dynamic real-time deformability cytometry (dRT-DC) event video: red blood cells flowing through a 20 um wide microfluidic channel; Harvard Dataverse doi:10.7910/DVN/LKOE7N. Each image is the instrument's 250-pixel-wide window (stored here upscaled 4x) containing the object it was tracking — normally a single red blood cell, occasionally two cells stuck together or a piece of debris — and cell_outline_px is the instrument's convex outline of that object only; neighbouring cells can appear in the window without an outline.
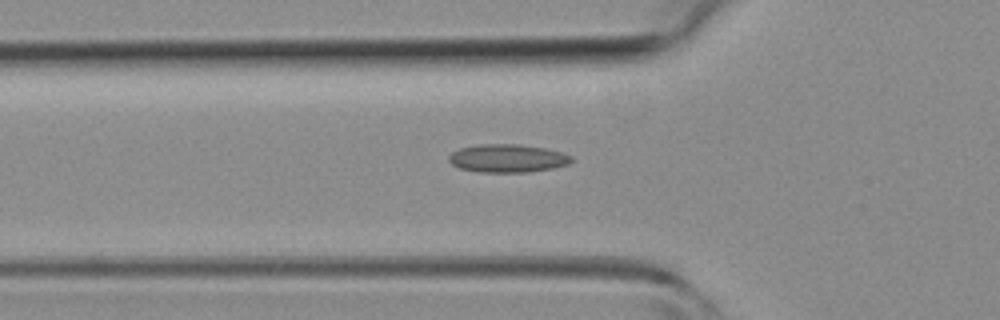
{"species": "common noctule bat (a hibernating species)", "species_latin": "Nyctalus noctula", "temperature_condition": "room temperature", "stored_images_in_passage": 40, "camera_frame_rate_fps": 3000, "um_per_image_px": 0.085, "animal": {"sex": "female", "body_mass_g": 19.3, "forearm_length_mm": 54.1}, "frame": {"image": 1, "passage_image": 15, "time_ms": 4.667, "image_size_px": [1000, 320], "cell_outline_px": [[572, 160], [568, 164], [552, 168], [528, 172], [480, 172], [460, 168], [452, 164], [448, 160], [448, 156], [452, 152], [460, 148], [480, 144], [516, 144], [544, 148], [560, 152], [572, 156]], "centroid_in_image_um": [43.11, 13.46], "position_along_channel_um": 82.7, "area_um2": 19.94}}
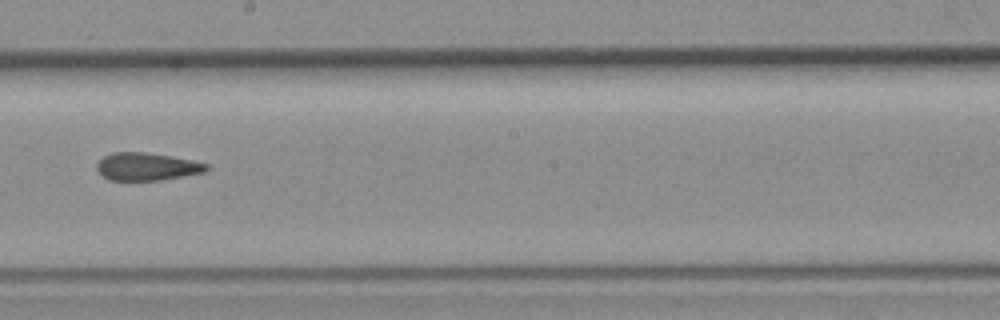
{"frame": {"image": 2, "passage_image": 25, "time_ms": 8.0, "image_size_px": [1000, 320], "cell_outline_px": [[208, 172], [160, 180], [108, 180], [96, 168], [96, 164], [104, 156], [112, 152], [144, 152], [192, 160], [208, 164]], "centroid_in_image_um": [12.49, 14.16], "position_along_channel_um": 235.7, "area_um2": 17.63}}
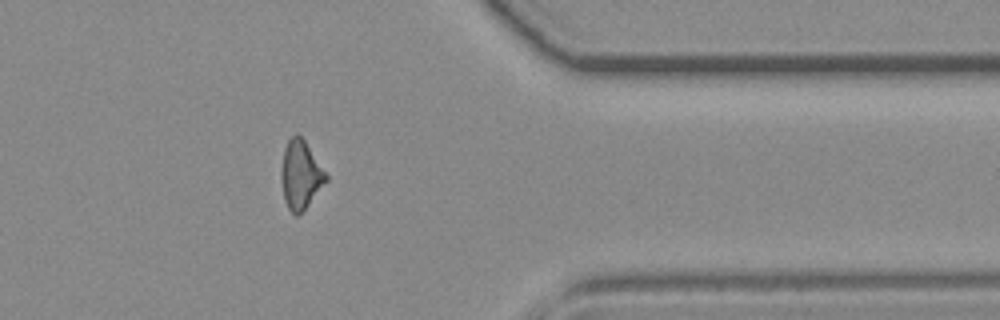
{"frame": {"image": 3, "passage_image": 36, "time_ms": 11.667, "image_size_px": [1000, 320], "cell_outline_px": [[328, 180], [308, 204], [296, 216], [288, 208], [284, 200], [280, 180], [280, 168], [284, 148], [288, 140], [296, 132], [304, 140], [328, 176]], "centroid_in_image_um": [25.51, 14.84], "position_along_channel_um": 385.9, "area_um2": 17.74}}